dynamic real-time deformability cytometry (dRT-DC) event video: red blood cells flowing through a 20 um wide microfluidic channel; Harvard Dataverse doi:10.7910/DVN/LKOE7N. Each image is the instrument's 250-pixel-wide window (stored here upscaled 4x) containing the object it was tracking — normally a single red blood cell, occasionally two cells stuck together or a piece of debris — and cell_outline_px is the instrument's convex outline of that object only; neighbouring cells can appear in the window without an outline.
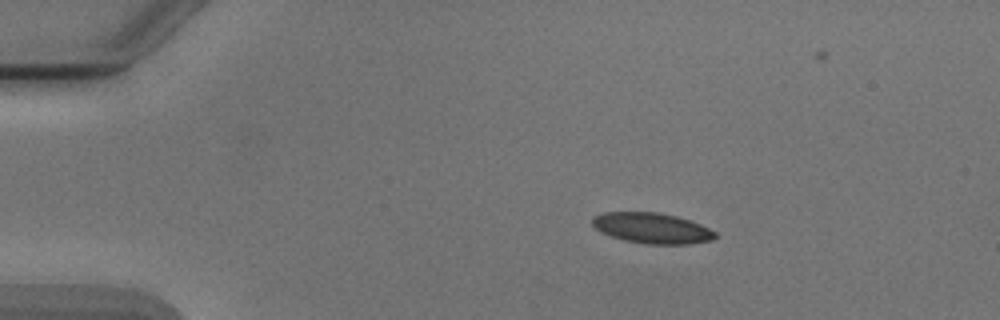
{"species": "Egyptian fruit bat (a non-hibernating species)", "species_latin": "Rousettus aegyptiacus", "temperature_condition": "cold", "stored_images_in_passage": 4, "camera_frame_rate_fps": 3000, "um_per_image_px": 0.085, "animal": {"sex": "male"}, "frame": {"image": 1, "passage_image": 1, "time_ms": 0.0, "image_size_px": [1000, 320], "cell_outline_px": [[716, 236], [712, 240], [692, 244], [648, 244], [624, 240], [600, 232], [592, 224], [592, 216], [604, 212], [656, 212], [676, 216], [700, 224], [716, 232]], "centroid_in_image_um": [55.4, 19.39], "position_along_channel_um": 29.6, "area_um2": 21.85}}
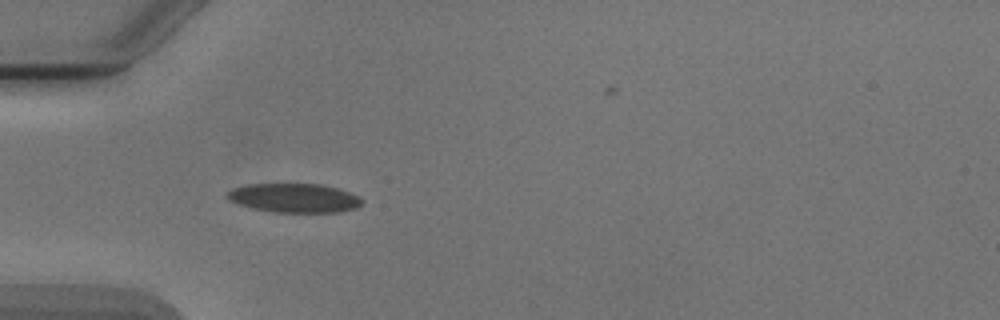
{"frame": {"image": 2, "passage_image": 3, "time_ms": 2.333, "image_size_px": [1000, 320], "cell_outline_px": [[364, 200], [356, 208], [340, 212], [272, 212], [252, 208], [228, 200], [224, 196], [224, 192], [232, 188], [248, 184], [320, 184], [336, 188], [360, 196]], "centroid_in_image_um": [24.97, 16.82], "position_along_channel_um": 60.0, "area_um2": 22.95}}
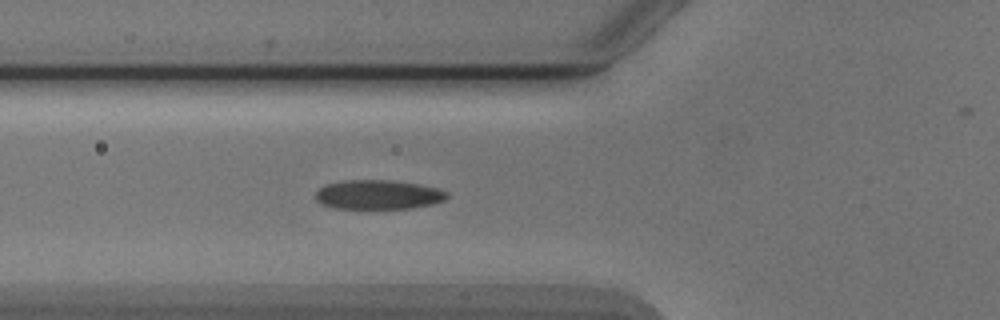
{"frame": {"image": 3, "passage_image": 4, "time_ms": 3.333, "image_size_px": [1000, 320], "cell_outline_px": [[448, 196], [444, 200], [432, 204], [412, 208], [332, 208], [320, 204], [316, 200], [316, 192], [324, 184], [344, 180], [388, 180], [416, 184], [436, 188], [448, 192]], "centroid_in_image_um": [32.1, 16.54], "position_along_channel_um": 93.7, "area_um2": 22.37}}